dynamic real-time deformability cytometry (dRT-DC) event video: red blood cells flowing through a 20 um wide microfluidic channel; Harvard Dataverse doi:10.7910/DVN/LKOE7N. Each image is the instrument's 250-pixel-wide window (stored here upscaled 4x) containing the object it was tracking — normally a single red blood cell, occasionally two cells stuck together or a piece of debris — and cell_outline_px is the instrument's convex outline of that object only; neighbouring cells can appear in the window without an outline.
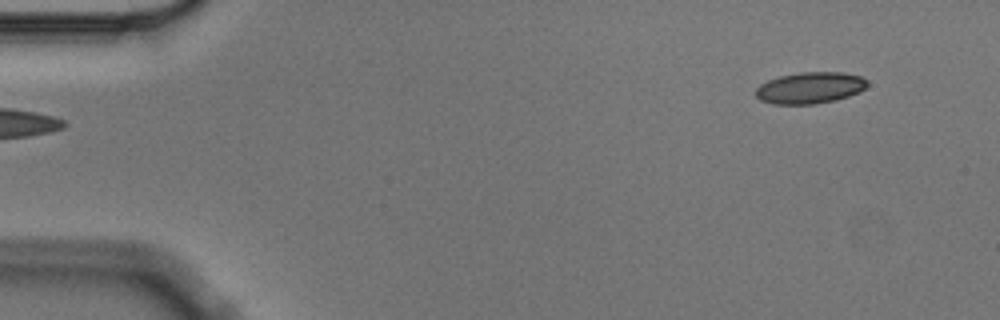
{"species": "Egyptian fruit bat (a non-hibernating species)", "species_latin": "Rousettus aegyptiacus", "temperature_condition": "cold", "stored_images_in_passage": 4, "camera_frame_rate_fps": 3000, "um_per_image_px": 0.085, "animal": {"sex": "male"}, "frame": {"image": 1, "passage_image": 1, "time_ms": 0.0, "image_size_px": [1000, 320], "cell_outline_px": [[868, 84], [860, 92], [836, 100], [812, 104], [772, 104], [760, 100], [756, 96], [756, 88], [760, 84], [768, 80], [780, 76], [800, 72], [840, 72], [860, 76], [868, 80]], "centroid_in_image_um": [68.85, 7.46], "position_along_channel_um": 16.2, "area_um2": 20.46}}
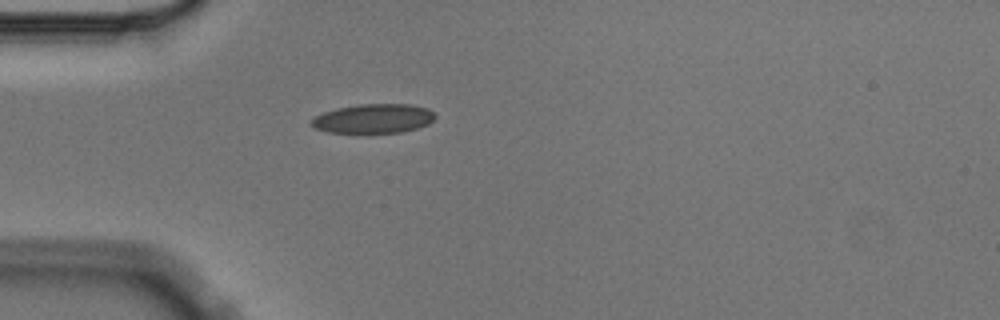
{"frame": {"image": 2, "passage_image": 4, "time_ms": 1.0, "image_size_px": [1000, 320], "cell_outline_px": [[436, 116], [428, 124], [404, 132], [364, 136], [328, 132], [316, 128], [312, 124], [312, 120], [316, 116], [324, 112], [336, 108], [356, 104], [412, 104], [428, 108]], "centroid_in_image_um": [31.74, 10.12], "position_along_channel_um": 53.3, "area_um2": 21.96}}